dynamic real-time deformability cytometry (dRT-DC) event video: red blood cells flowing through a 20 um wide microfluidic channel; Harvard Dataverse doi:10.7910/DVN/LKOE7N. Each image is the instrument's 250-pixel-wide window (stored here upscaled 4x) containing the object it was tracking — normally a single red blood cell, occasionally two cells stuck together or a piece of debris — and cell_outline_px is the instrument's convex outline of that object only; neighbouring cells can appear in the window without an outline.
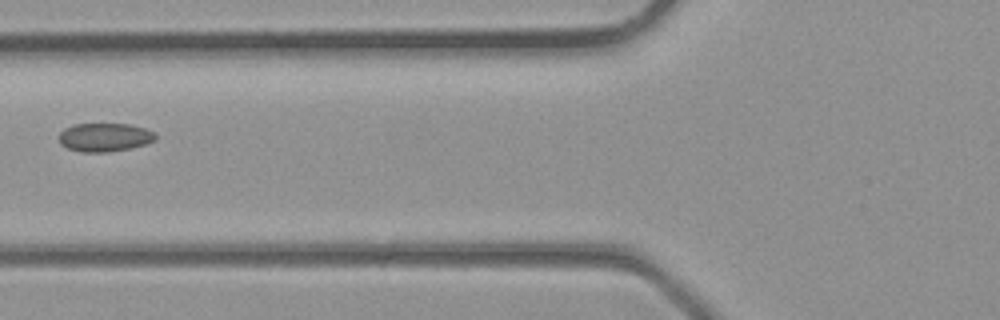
{"species": "common noctule bat (a hibernating species)", "species_latin": "Nyctalus noctula", "temperature_condition": "room temperature", "stored_images_in_passage": 3, "camera_frame_rate_fps": 3000, "um_per_image_px": 0.085, "animal": {"sex": "male", "body_mass_g": 23.1, "forearm_length_mm": 52.7}, "frame": {"image": 1, "passage_image": 3, "time_ms": 0.667, "image_size_px": [1000, 320], "cell_outline_px": [[156, 140], [132, 148], [108, 152], [80, 152], [68, 148], [60, 144], [60, 132], [64, 128], [72, 124], [128, 124], [144, 128], [156, 132]], "centroid_in_image_um": [8.9, 11.67], "position_along_channel_um": 116.9, "area_um2": 16.13}}